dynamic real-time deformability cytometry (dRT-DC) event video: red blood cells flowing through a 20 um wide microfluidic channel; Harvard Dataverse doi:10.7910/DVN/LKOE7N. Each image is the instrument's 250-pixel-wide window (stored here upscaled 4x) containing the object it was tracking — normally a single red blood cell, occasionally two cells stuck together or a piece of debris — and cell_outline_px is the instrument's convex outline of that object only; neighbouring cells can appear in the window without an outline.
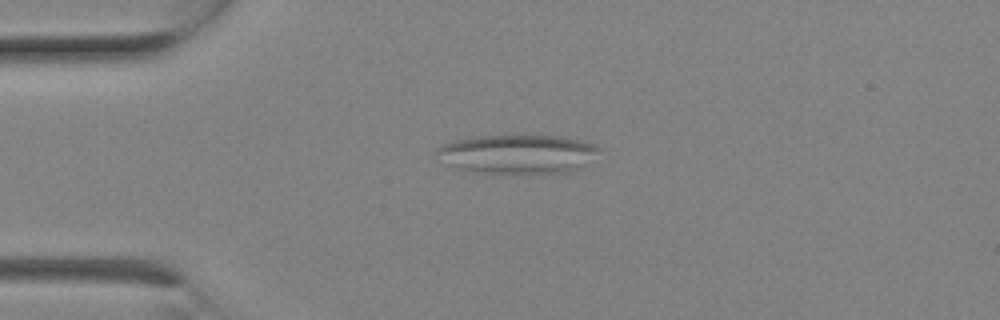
{"species": "Egyptian fruit bat (a non-hibernating species)", "species_latin": "Rousettus aegyptiacus", "temperature_condition": "room temperature", "stored_images_in_passage": 2, "camera_frame_rate_fps": 3000, "um_per_image_px": 0.085, "animal": {"sex": "female"}, "frame": {"image": 1, "passage_image": 2, "time_ms": 0.333, "image_size_px": [1000, 320], "cell_outline_px": [[600, 148], [580, 168], [568, 172], [464, 172], [432, 152], [440, 144], [456, 140], [476, 136], [560, 136], [584, 140], [596, 144]], "centroid_in_image_um": [43.95, 13.07], "position_along_channel_um": 41.0, "area_um2": 36.36}}